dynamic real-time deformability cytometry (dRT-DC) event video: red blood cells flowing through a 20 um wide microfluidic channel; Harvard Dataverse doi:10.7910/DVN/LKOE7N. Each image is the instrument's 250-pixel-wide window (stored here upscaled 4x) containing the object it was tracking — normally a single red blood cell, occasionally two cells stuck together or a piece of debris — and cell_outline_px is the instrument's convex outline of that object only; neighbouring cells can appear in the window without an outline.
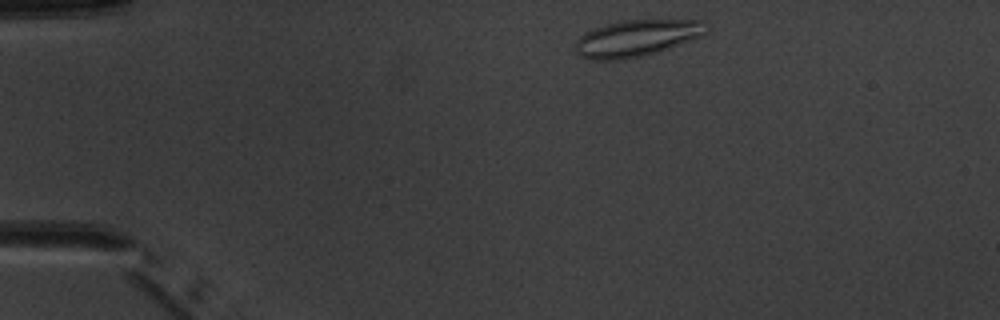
{"species": "common noctule bat (a hibernating species)", "species_latin": "Nyctalus noctula", "temperature_condition": "warm", "stored_images_in_passage": 4, "camera_frame_rate_fps": 3000, "um_per_image_px": 0.085, "animal": {"sex": "male", "body_mass_g": 20.1, "forearm_length_mm": 53.5}, "frame": {"image": 1, "passage_image": 1, "time_ms": 0.0, "image_size_px": [1000, 320], "cell_outline_px": [[704, 36], [656, 52], [640, 56], [620, 60], [588, 60], [580, 56], [576, 52], [576, 40], [580, 36], [592, 28], [624, 20], [704, 20]], "centroid_in_image_um": [54.07, 3.25], "position_along_channel_um": 30.9, "area_um2": 27.69}}
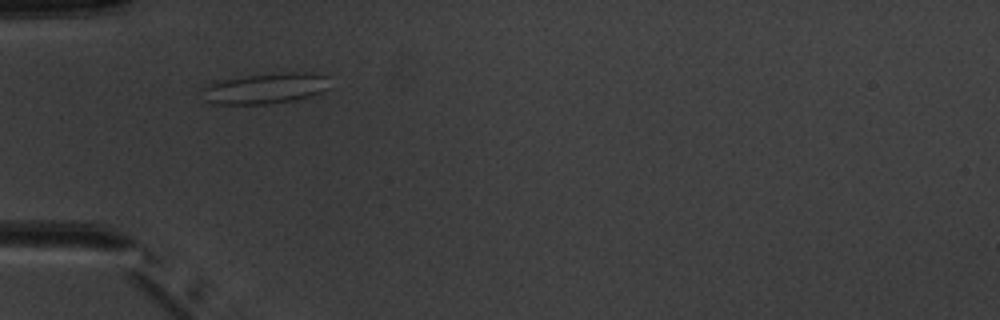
{"frame": {"image": 2, "passage_image": 3, "time_ms": 2.333, "image_size_px": [1000, 320], "cell_outline_px": [[332, 88], [308, 96], [292, 100], [268, 104], [212, 104], [204, 100], [200, 88], [212, 80], [244, 76], [280, 72], [312, 72], [328, 76]], "centroid_in_image_um": [22.51, 7.49], "position_along_channel_um": 62.5, "area_um2": 23.52}}
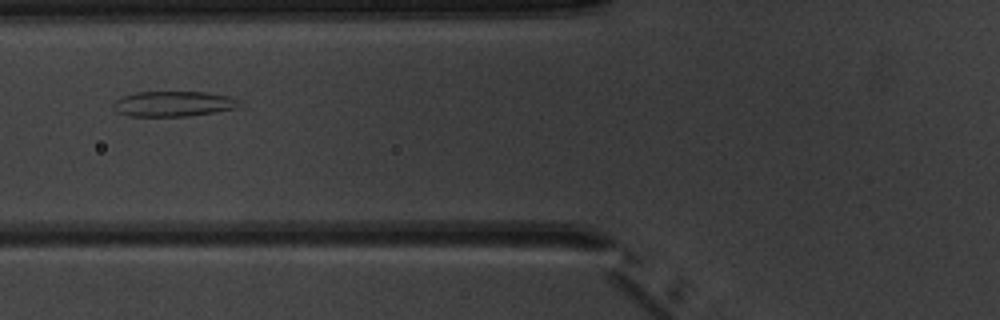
{"frame": {"image": 3, "passage_image": 4, "time_ms": 3.667, "image_size_px": [1000, 320], "cell_outline_px": [[244, 104], [236, 108], [216, 112], [188, 116], [128, 116], [120, 112], [112, 104], [120, 96], [136, 92], [204, 92], [228, 96], [240, 100]], "centroid_in_image_um": [14.78, 8.82], "position_along_channel_um": 111.0, "area_um2": 18.61}}